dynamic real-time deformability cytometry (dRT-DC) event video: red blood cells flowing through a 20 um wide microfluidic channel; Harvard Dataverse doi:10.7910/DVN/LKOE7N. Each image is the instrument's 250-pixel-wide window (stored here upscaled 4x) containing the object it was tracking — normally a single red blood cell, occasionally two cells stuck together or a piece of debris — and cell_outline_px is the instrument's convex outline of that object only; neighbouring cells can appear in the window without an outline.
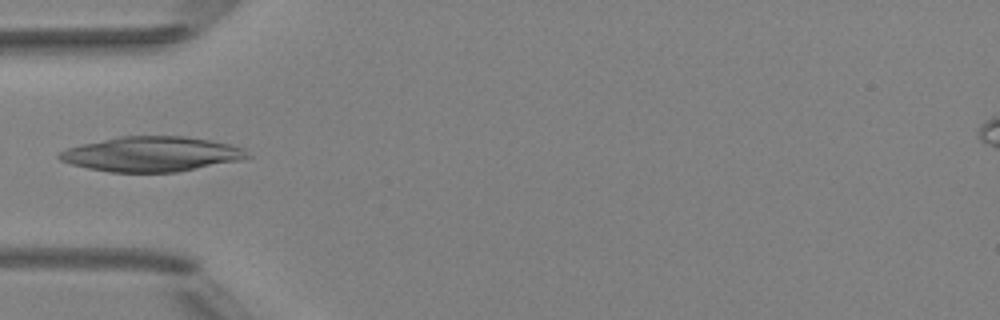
{"species": "Egyptian fruit bat (a non-hibernating species)", "species_latin": "Rousettus aegyptiacus", "temperature_condition": "room temperature", "stored_images_in_passage": 6, "camera_frame_rate_fps": 3000, "um_per_image_px": 0.085, "animal": {"sex": "female"}, "frame": {"image": 1, "passage_image": 5, "time_ms": 4.667, "image_size_px": [1000, 320], "cell_outline_px": [[252, 156], [240, 160], [176, 172], [108, 172], [88, 168], [72, 164], [60, 160], [56, 156], [60, 152], [68, 148], [84, 144], [120, 136], [184, 136], [212, 140], [244, 148]], "centroid_in_image_um": [12.91, 13.1], "position_along_channel_um": 72.1, "area_um2": 38.03}}
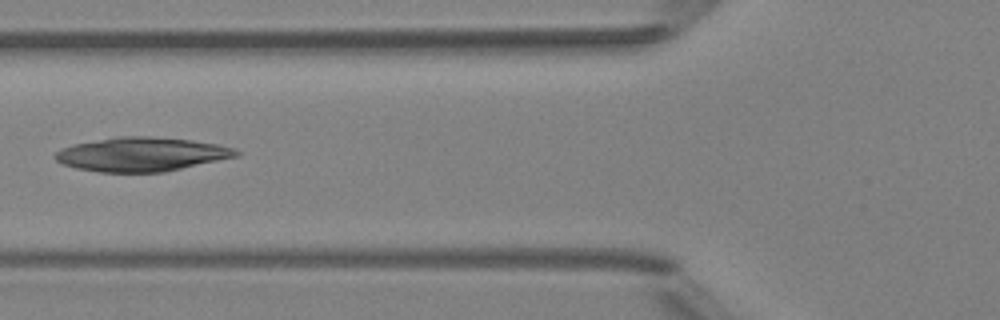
{"frame": {"image": 2, "passage_image": 6, "time_ms": 5.667, "image_size_px": [1000, 320], "cell_outline_px": [[240, 152], [236, 156], [164, 172], [100, 172], [76, 168], [64, 164], [56, 160], [52, 156], [56, 152], [72, 144], [116, 136], [148, 136], [192, 140], [216, 144], [232, 148]], "centroid_in_image_um": [11.98, 13.11], "position_along_channel_um": 113.8, "area_um2": 35.55}}